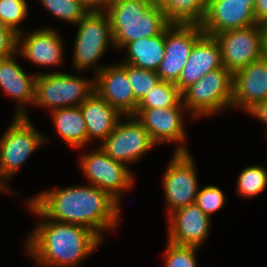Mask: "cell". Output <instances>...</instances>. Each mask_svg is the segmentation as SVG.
I'll return each mask as SVG.
<instances>
[{
    "mask_svg": "<svg viewBox=\"0 0 267 267\" xmlns=\"http://www.w3.org/2000/svg\"><path fill=\"white\" fill-rule=\"evenodd\" d=\"M51 112L53 124L64 143L71 148H83L88 143L85 119L79 106Z\"/></svg>",
    "mask_w": 267,
    "mask_h": 267,
    "instance_id": "cell-23",
    "label": "cell"
},
{
    "mask_svg": "<svg viewBox=\"0 0 267 267\" xmlns=\"http://www.w3.org/2000/svg\"><path fill=\"white\" fill-rule=\"evenodd\" d=\"M124 117L125 120L120 118L114 131L98 146L113 160L129 165L140 161L155 144L134 115Z\"/></svg>",
    "mask_w": 267,
    "mask_h": 267,
    "instance_id": "cell-9",
    "label": "cell"
},
{
    "mask_svg": "<svg viewBox=\"0 0 267 267\" xmlns=\"http://www.w3.org/2000/svg\"><path fill=\"white\" fill-rule=\"evenodd\" d=\"M253 12L258 24H267V0H256Z\"/></svg>",
    "mask_w": 267,
    "mask_h": 267,
    "instance_id": "cell-34",
    "label": "cell"
},
{
    "mask_svg": "<svg viewBox=\"0 0 267 267\" xmlns=\"http://www.w3.org/2000/svg\"><path fill=\"white\" fill-rule=\"evenodd\" d=\"M127 75L133 90L135 99L140 102L141 99L160 82L156 71L146 70L127 64Z\"/></svg>",
    "mask_w": 267,
    "mask_h": 267,
    "instance_id": "cell-29",
    "label": "cell"
},
{
    "mask_svg": "<svg viewBox=\"0 0 267 267\" xmlns=\"http://www.w3.org/2000/svg\"><path fill=\"white\" fill-rule=\"evenodd\" d=\"M113 1L114 0H98V10L104 9L108 3Z\"/></svg>",
    "mask_w": 267,
    "mask_h": 267,
    "instance_id": "cell-37",
    "label": "cell"
},
{
    "mask_svg": "<svg viewBox=\"0 0 267 267\" xmlns=\"http://www.w3.org/2000/svg\"><path fill=\"white\" fill-rule=\"evenodd\" d=\"M29 200L48 218L83 225L103 240V231L115 230L121 220L120 203L94 185L48 189Z\"/></svg>",
    "mask_w": 267,
    "mask_h": 267,
    "instance_id": "cell-1",
    "label": "cell"
},
{
    "mask_svg": "<svg viewBox=\"0 0 267 267\" xmlns=\"http://www.w3.org/2000/svg\"><path fill=\"white\" fill-rule=\"evenodd\" d=\"M263 57L267 59V24L263 25Z\"/></svg>",
    "mask_w": 267,
    "mask_h": 267,
    "instance_id": "cell-35",
    "label": "cell"
},
{
    "mask_svg": "<svg viewBox=\"0 0 267 267\" xmlns=\"http://www.w3.org/2000/svg\"><path fill=\"white\" fill-rule=\"evenodd\" d=\"M226 202L224 192L214 185H207L197 193L195 204L211 218L212 214L221 209Z\"/></svg>",
    "mask_w": 267,
    "mask_h": 267,
    "instance_id": "cell-31",
    "label": "cell"
},
{
    "mask_svg": "<svg viewBox=\"0 0 267 267\" xmlns=\"http://www.w3.org/2000/svg\"><path fill=\"white\" fill-rule=\"evenodd\" d=\"M251 114L256 117L259 121L263 122L267 132V99L256 103L251 109L247 111V114Z\"/></svg>",
    "mask_w": 267,
    "mask_h": 267,
    "instance_id": "cell-33",
    "label": "cell"
},
{
    "mask_svg": "<svg viewBox=\"0 0 267 267\" xmlns=\"http://www.w3.org/2000/svg\"><path fill=\"white\" fill-rule=\"evenodd\" d=\"M267 188V169L260 165L245 167L237 179L238 195L244 198L258 196Z\"/></svg>",
    "mask_w": 267,
    "mask_h": 267,
    "instance_id": "cell-26",
    "label": "cell"
},
{
    "mask_svg": "<svg viewBox=\"0 0 267 267\" xmlns=\"http://www.w3.org/2000/svg\"><path fill=\"white\" fill-rule=\"evenodd\" d=\"M170 24L200 25L204 19L207 0H154Z\"/></svg>",
    "mask_w": 267,
    "mask_h": 267,
    "instance_id": "cell-24",
    "label": "cell"
},
{
    "mask_svg": "<svg viewBox=\"0 0 267 267\" xmlns=\"http://www.w3.org/2000/svg\"><path fill=\"white\" fill-rule=\"evenodd\" d=\"M30 116H15L0 138V191L13 194L8 181L41 145L48 143Z\"/></svg>",
    "mask_w": 267,
    "mask_h": 267,
    "instance_id": "cell-4",
    "label": "cell"
},
{
    "mask_svg": "<svg viewBox=\"0 0 267 267\" xmlns=\"http://www.w3.org/2000/svg\"><path fill=\"white\" fill-rule=\"evenodd\" d=\"M12 56L0 59V88L17 102L14 116H27L26 106L34 103L35 78L37 73L30 76ZM26 105V106H25Z\"/></svg>",
    "mask_w": 267,
    "mask_h": 267,
    "instance_id": "cell-20",
    "label": "cell"
},
{
    "mask_svg": "<svg viewBox=\"0 0 267 267\" xmlns=\"http://www.w3.org/2000/svg\"><path fill=\"white\" fill-rule=\"evenodd\" d=\"M195 246L176 245L167 240L164 267H197Z\"/></svg>",
    "mask_w": 267,
    "mask_h": 267,
    "instance_id": "cell-30",
    "label": "cell"
},
{
    "mask_svg": "<svg viewBox=\"0 0 267 267\" xmlns=\"http://www.w3.org/2000/svg\"><path fill=\"white\" fill-rule=\"evenodd\" d=\"M163 177L167 216L195 203L199 191L195 162L190 152H174Z\"/></svg>",
    "mask_w": 267,
    "mask_h": 267,
    "instance_id": "cell-11",
    "label": "cell"
},
{
    "mask_svg": "<svg viewBox=\"0 0 267 267\" xmlns=\"http://www.w3.org/2000/svg\"><path fill=\"white\" fill-rule=\"evenodd\" d=\"M168 241L182 246H200L210 233L211 218L195 203L168 215Z\"/></svg>",
    "mask_w": 267,
    "mask_h": 267,
    "instance_id": "cell-16",
    "label": "cell"
},
{
    "mask_svg": "<svg viewBox=\"0 0 267 267\" xmlns=\"http://www.w3.org/2000/svg\"><path fill=\"white\" fill-rule=\"evenodd\" d=\"M73 65L77 71L94 68L97 74L104 66L97 65L113 44L110 18L104 9L90 10L77 24ZM112 43V44H111ZM110 44V45H108Z\"/></svg>",
    "mask_w": 267,
    "mask_h": 267,
    "instance_id": "cell-6",
    "label": "cell"
},
{
    "mask_svg": "<svg viewBox=\"0 0 267 267\" xmlns=\"http://www.w3.org/2000/svg\"><path fill=\"white\" fill-rule=\"evenodd\" d=\"M127 50L121 63H127L137 68L157 71L165 52V31L151 38H140L127 43Z\"/></svg>",
    "mask_w": 267,
    "mask_h": 267,
    "instance_id": "cell-22",
    "label": "cell"
},
{
    "mask_svg": "<svg viewBox=\"0 0 267 267\" xmlns=\"http://www.w3.org/2000/svg\"><path fill=\"white\" fill-rule=\"evenodd\" d=\"M53 17L76 25L89 11L79 0H39Z\"/></svg>",
    "mask_w": 267,
    "mask_h": 267,
    "instance_id": "cell-27",
    "label": "cell"
},
{
    "mask_svg": "<svg viewBox=\"0 0 267 267\" xmlns=\"http://www.w3.org/2000/svg\"><path fill=\"white\" fill-rule=\"evenodd\" d=\"M79 107L85 119L88 142L99 138L102 143L124 117L95 91Z\"/></svg>",
    "mask_w": 267,
    "mask_h": 267,
    "instance_id": "cell-21",
    "label": "cell"
},
{
    "mask_svg": "<svg viewBox=\"0 0 267 267\" xmlns=\"http://www.w3.org/2000/svg\"><path fill=\"white\" fill-rule=\"evenodd\" d=\"M183 111H186V107L181 101L174 107L137 108L134 116L148 131L155 145L176 142L178 146L175 152H189L184 145L187 137L182 119Z\"/></svg>",
    "mask_w": 267,
    "mask_h": 267,
    "instance_id": "cell-12",
    "label": "cell"
},
{
    "mask_svg": "<svg viewBox=\"0 0 267 267\" xmlns=\"http://www.w3.org/2000/svg\"><path fill=\"white\" fill-rule=\"evenodd\" d=\"M94 90L121 115H134L138 107L127 75V63L104 65L94 76Z\"/></svg>",
    "mask_w": 267,
    "mask_h": 267,
    "instance_id": "cell-14",
    "label": "cell"
},
{
    "mask_svg": "<svg viewBox=\"0 0 267 267\" xmlns=\"http://www.w3.org/2000/svg\"><path fill=\"white\" fill-rule=\"evenodd\" d=\"M182 103L193 118L206 117L232 107L233 74L224 66L209 71L185 88ZM190 111V112H189Z\"/></svg>",
    "mask_w": 267,
    "mask_h": 267,
    "instance_id": "cell-5",
    "label": "cell"
},
{
    "mask_svg": "<svg viewBox=\"0 0 267 267\" xmlns=\"http://www.w3.org/2000/svg\"><path fill=\"white\" fill-rule=\"evenodd\" d=\"M256 24L253 8L246 2L207 0L205 16L200 25L204 34L214 36Z\"/></svg>",
    "mask_w": 267,
    "mask_h": 267,
    "instance_id": "cell-15",
    "label": "cell"
},
{
    "mask_svg": "<svg viewBox=\"0 0 267 267\" xmlns=\"http://www.w3.org/2000/svg\"><path fill=\"white\" fill-rule=\"evenodd\" d=\"M17 36L11 28L0 23V59L17 52Z\"/></svg>",
    "mask_w": 267,
    "mask_h": 267,
    "instance_id": "cell-32",
    "label": "cell"
},
{
    "mask_svg": "<svg viewBox=\"0 0 267 267\" xmlns=\"http://www.w3.org/2000/svg\"><path fill=\"white\" fill-rule=\"evenodd\" d=\"M104 10L110 18L116 49L140 38L160 35L171 25L154 0H114Z\"/></svg>",
    "mask_w": 267,
    "mask_h": 267,
    "instance_id": "cell-3",
    "label": "cell"
},
{
    "mask_svg": "<svg viewBox=\"0 0 267 267\" xmlns=\"http://www.w3.org/2000/svg\"><path fill=\"white\" fill-rule=\"evenodd\" d=\"M79 76L60 71L38 72L33 104L50 111L80 106L95 90L94 79Z\"/></svg>",
    "mask_w": 267,
    "mask_h": 267,
    "instance_id": "cell-7",
    "label": "cell"
},
{
    "mask_svg": "<svg viewBox=\"0 0 267 267\" xmlns=\"http://www.w3.org/2000/svg\"><path fill=\"white\" fill-rule=\"evenodd\" d=\"M224 1L246 2V4L250 5L253 8L256 0H224Z\"/></svg>",
    "mask_w": 267,
    "mask_h": 267,
    "instance_id": "cell-38",
    "label": "cell"
},
{
    "mask_svg": "<svg viewBox=\"0 0 267 267\" xmlns=\"http://www.w3.org/2000/svg\"><path fill=\"white\" fill-rule=\"evenodd\" d=\"M80 167L90 185L108 192L121 204V192L134 184V176L127 165L113 160L99 146L94 152L80 157Z\"/></svg>",
    "mask_w": 267,
    "mask_h": 267,
    "instance_id": "cell-8",
    "label": "cell"
},
{
    "mask_svg": "<svg viewBox=\"0 0 267 267\" xmlns=\"http://www.w3.org/2000/svg\"><path fill=\"white\" fill-rule=\"evenodd\" d=\"M203 34L201 25L171 24L165 30L164 57L156 71L161 81H178L195 42Z\"/></svg>",
    "mask_w": 267,
    "mask_h": 267,
    "instance_id": "cell-13",
    "label": "cell"
},
{
    "mask_svg": "<svg viewBox=\"0 0 267 267\" xmlns=\"http://www.w3.org/2000/svg\"><path fill=\"white\" fill-rule=\"evenodd\" d=\"M26 205L41 219L24 241L37 266L76 267L102 244L89 228L48 219L29 199Z\"/></svg>",
    "mask_w": 267,
    "mask_h": 267,
    "instance_id": "cell-2",
    "label": "cell"
},
{
    "mask_svg": "<svg viewBox=\"0 0 267 267\" xmlns=\"http://www.w3.org/2000/svg\"><path fill=\"white\" fill-rule=\"evenodd\" d=\"M223 67L221 48L214 36L203 34L192 51L175 85L182 92L209 71Z\"/></svg>",
    "mask_w": 267,
    "mask_h": 267,
    "instance_id": "cell-19",
    "label": "cell"
},
{
    "mask_svg": "<svg viewBox=\"0 0 267 267\" xmlns=\"http://www.w3.org/2000/svg\"><path fill=\"white\" fill-rule=\"evenodd\" d=\"M182 94L175 83L160 81L141 99L137 108H166L177 106Z\"/></svg>",
    "mask_w": 267,
    "mask_h": 267,
    "instance_id": "cell-25",
    "label": "cell"
},
{
    "mask_svg": "<svg viewBox=\"0 0 267 267\" xmlns=\"http://www.w3.org/2000/svg\"><path fill=\"white\" fill-rule=\"evenodd\" d=\"M90 10H98V0H79Z\"/></svg>",
    "mask_w": 267,
    "mask_h": 267,
    "instance_id": "cell-36",
    "label": "cell"
},
{
    "mask_svg": "<svg viewBox=\"0 0 267 267\" xmlns=\"http://www.w3.org/2000/svg\"><path fill=\"white\" fill-rule=\"evenodd\" d=\"M221 48L223 66L232 74L263 58V25L232 29L214 35Z\"/></svg>",
    "mask_w": 267,
    "mask_h": 267,
    "instance_id": "cell-10",
    "label": "cell"
},
{
    "mask_svg": "<svg viewBox=\"0 0 267 267\" xmlns=\"http://www.w3.org/2000/svg\"><path fill=\"white\" fill-rule=\"evenodd\" d=\"M267 99V59L261 58L233 74L232 108L245 113Z\"/></svg>",
    "mask_w": 267,
    "mask_h": 267,
    "instance_id": "cell-18",
    "label": "cell"
},
{
    "mask_svg": "<svg viewBox=\"0 0 267 267\" xmlns=\"http://www.w3.org/2000/svg\"><path fill=\"white\" fill-rule=\"evenodd\" d=\"M26 0H0V23L11 28L16 34L24 30L19 26L28 14Z\"/></svg>",
    "mask_w": 267,
    "mask_h": 267,
    "instance_id": "cell-28",
    "label": "cell"
},
{
    "mask_svg": "<svg viewBox=\"0 0 267 267\" xmlns=\"http://www.w3.org/2000/svg\"><path fill=\"white\" fill-rule=\"evenodd\" d=\"M63 48L56 29L44 27L26 34L23 31L17 36V52L37 66H58L64 59Z\"/></svg>",
    "mask_w": 267,
    "mask_h": 267,
    "instance_id": "cell-17",
    "label": "cell"
}]
</instances>
